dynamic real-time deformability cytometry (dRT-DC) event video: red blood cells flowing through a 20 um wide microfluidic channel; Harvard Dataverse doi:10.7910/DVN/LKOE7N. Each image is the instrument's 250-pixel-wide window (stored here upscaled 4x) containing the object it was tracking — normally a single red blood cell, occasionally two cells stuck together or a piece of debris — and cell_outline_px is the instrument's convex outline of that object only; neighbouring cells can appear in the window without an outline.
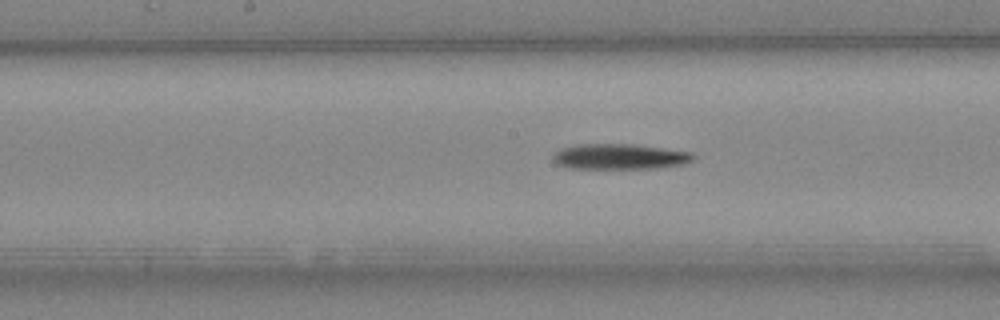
{"species": "Egyptian fruit bat (a non-hibernating species)", "species_latin": "Rousettus aegyptiacus", "temperature_condition": "cold", "stored_images_in_passage": 26, "camera_frame_rate_fps": 3000, "um_per_image_px": 0.085, "animal": {"sex": "female"}, "frame": {"image": 1, "passage_image": 12, "time_ms": 3.667, "image_size_px": [1000, 320], "cell_outline_px": [[696, 156], [692, 160], [684, 164], [660, 168], [568, 168], [556, 164], [552, 160], [552, 156], [560, 148], [576, 144], [632, 144], [692, 152]], "centroid_in_image_um": [52.65, 13.31], "position_along_channel_um": 195.5, "area_um2": 20.92}}